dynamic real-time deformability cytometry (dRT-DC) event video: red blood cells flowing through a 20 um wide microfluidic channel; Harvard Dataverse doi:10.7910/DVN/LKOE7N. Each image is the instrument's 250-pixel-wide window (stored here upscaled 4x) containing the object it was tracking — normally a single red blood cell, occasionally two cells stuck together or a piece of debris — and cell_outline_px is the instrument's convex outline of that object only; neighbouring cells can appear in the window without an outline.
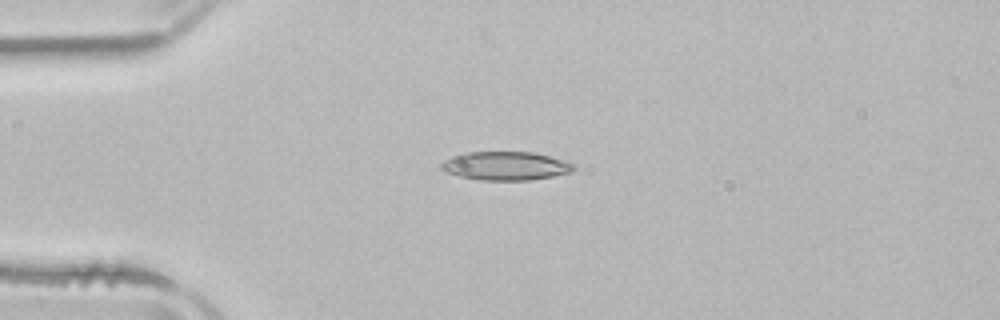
{"species": "common noctule bat (a hibernating species)", "species_latin": "Nyctalus noctula", "temperature_condition": "room temperature", "stored_images_in_passage": 3, "camera_frame_rate_fps": 3000, "um_per_image_px": 0.085, "animal": {"sex": "male", "body_mass_g": 21.5, "forearm_length_mm": 52.0}, "frame": {"image": 1, "passage_image": 3, "time_ms": 3.0, "image_size_px": [1000, 320], "cell_outline_px": [[576, 168], [572, 172], [552, 176], [528, 180], [480, 180], [460, 176], [448, 172], [440, 168], [440, 164], [444, 160], [452, 156], [464, 152], [532, 152], [564, 160], [576, 164]], "centroid_in_image_um": [42.99, 14.09], "position_along_channel_um": 42.0, "area_um2": 22.02}}